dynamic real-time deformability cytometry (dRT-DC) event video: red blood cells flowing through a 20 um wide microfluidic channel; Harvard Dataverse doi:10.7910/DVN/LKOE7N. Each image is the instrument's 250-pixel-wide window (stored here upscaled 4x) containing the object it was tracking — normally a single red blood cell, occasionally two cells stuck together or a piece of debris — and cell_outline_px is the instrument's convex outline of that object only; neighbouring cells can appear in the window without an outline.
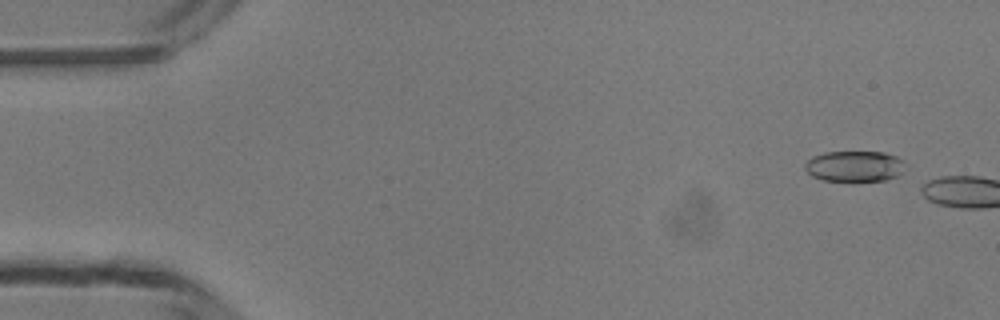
{"species": "common noctule bat (a hibernating species)", "species_latin": "Nyctalus noctula", "temperature_condition": "room temperature", "stored_images_in_passage": 6, "camera_frame_rate_fps": 3000, "um_per_image_px": 0.085, "animal": {"sex": "male", "body_mass_g": 13.3}, "frame": {"image": 1, "passage_image": 3, "time_ms": 0.667, "image_size_px": [1000, 320], "cell_outline_px": [[908, 164], [900, 176], [884, 180], [824, 180], [812, 176], [804, 168], [804, 164], [812, 156], [824, 152], [884, 152], [896, 156], [904, 160]], "centroid_in_image_um": [72.69, 14.11], "position_along_channel_um": 12.3, "area_um2": 18.15}}